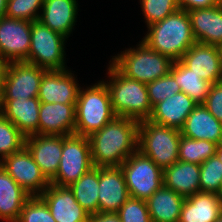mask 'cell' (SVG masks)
Returning a JSON list of instances; mask_svg holds the SVG:
<instances>
[{"instance_id":"6da1fadb","label":"cell","mask_w":222,"mask_h":222,"mask_svg":"<svg viewBox=\"0 0 222 222\" xmlns=\"http://www.w3.org/2000/svg\"><path fill=\"white\" fill-rule=\"evenodd\" d=\"M140 122L116 117L88 136L92 164L95 167H119L138 151Z\"/></svg>"},{"instance_id":"7a4b0ae2","label":"cell","mask_w":222,"mask_h":222,"mask_svg":"<svg viewBox=\"0 0 222 222\" xmlns=\"http://www.w3.org/2000/svg\"><path fill=\"white\" fill-rule=\"evenodd\" d=\"M143 42L152 50L178 61L196 40L188 12L178 9L163 20L147 27Z\"/></svg>"},{"instance_id":"3957f363","label":"cell","mask_w":222,"mask_h":222,"mask_svg":"<svg viewBox=\"0 0 222 222\" xmlns=\"http://www.w3.org/2000/svg\"><path fill=\"white\" fill-rule=\"evenodd\" d=\"M109 63L107 74L110 79L104 83L109 90L111 105L116 116L138 122L148 120L152 106L146 84L126 77L111 62Z\"/></svg>"},{"instance_id":"277c9868","label":"cell","mask_w":222,"mask_h":222,"mask_svg":"<svg viewBox=\"0 0 222 222\" xmlns=\"http://www.w3.org/2000/svg\"><path fill=\"white\" fill-rule=\"evenodd\" d=\"M104 81L79 90L75 106L74 134L90 136L116 118Z\"/></svg>"},{"instance_id":"5b68a950","label":"cell","mask_w":222,"mask_h":222,"mask_svg":"<svg viewBox=\"0 0 222 222\" xmlns=\"http://www.w3.org/2000/svg\"><path fill=\"white\" fill-rule=\"evenodd\" d=\"M137 47L126 49L113 56L111 63L126 77L142 83H150L166 76L174 61L149 48L143 41Z\"/></svg>"},{"instance_id":"8992f818","label":"cell","mask_w":222,"mask_h":222,"mask_svg":"<svg viewBox=\"0 0 222 222\" xmlns=\"http://www.w3.org/2000/svg\"><path fill=\"white\" fill-rule=\"evenodd\" d=\"M180 137L177 128L144 120L139 124L138 150L164 170L179 161Z\"/></svg>"},{"instance_id":"52a82bcc","label":"cell","mask_w":222,"mask_h":222,"mask_svg":"<svg viewBox=\"0 0 222 222\" xmlns=\"http://www.w3.org/2000/svg\"><path fill=\"white\" fill-rule=\"evenodd\" d=\"M66 37L52 31L39 20L31 22V43L28 63L47 71L64 70Z\"/></svg>"},{"instance_id":"ba28073f","label":"cell","mask_w":222,"mask_h":222,"mask_svg":"<svg viewBox=\"0 0 222 222\" xmlns=\"http://www.w3.org/2000/svg\"><path fill=\"white\" fill-rule=\"evenodd\" d=\"M120 167L132 198L147 200L164 185L163 169L139 150L131 154Z\"/></svg>"},{"instance_id":"9c48e42d","label":"cell","mask_w":222,"mask_h":222,"mask_svg":"<svg viewBox=\"0 0 222 222\" xmlns=\"http://www.w3.org/2000/svg\"><path fill=\"white\" fill-rule=\"evenodd\" d=\"M87 136H62V154L56 176L50 181L57 186H69L93 168Z\"/></svg>"},{"instance_id":"30bf717a","label":"cell","mask_w":222,"mask_h":222,"mask_svg":"<svg viewBox=\"0 0 222 222\" xmlns=\"http://www.w3.org/2000/svg\"><path fill=\"white\" fill-rule=\"evenodd\" d=\"M0 165L31 196H40L51 184L26 146L6 156Z\"/></svg>"},{"instance_id":"8fae6325","label":"cell","mask_w":222,"mask_h":222,"mask_svg":"<svg viewBox=\"0 0 222 222\" xmlns=\"http://www.w3.org/2000/svg\"><path fill=\"white\" fill-rule=\"evenodd\" d=\"M46 71L27 62L7 63L0 100L38 97L40 82Z\"/></svg>"},{"instance_id":"7c38bea8","label":"cell","mask_w":222,"mask_h":222,"mask_svg":"<svg viewBox=\"0 0 222 222\" xmlns=\"http://www.w3.org/2000/svg\"><path fill=\"white\" fill-rule=\"evenodd\" d=\"M31 43V21L0 18V60L27 62Z\"/></svg>"},{"instance_id":"4fadbf2b","label":"cell","mask_w":222,"mask_h":222,"mask_svg":"<svg viewBox=\"0 0 222 222\" xmlns=\"http://www.w3.org/2000/svg\"><path fill=\"white\" fill-rule=\"evenodd\" d=\"M73 74L68 69L46 71L40 82V102L76 104L81 87Z\"/></svg>"},{"instance_id":"5bb4252c","label":"cell","mask_w":222,"mask_h":222,"mask_svg":"<svg viewBox=\"0 0 222 222\" xmlns=\"http://www.w3.org/2000/svg\"><path fill=\"white\" fill-rule=\"evenodd\" d=\"M180 61L196 75L212 84L222 81V60L219 46L196 42Z\"/></svg>"},{"instance_id":"9a60e30c","label":"cell","mask_w":222,"mask_h":222,"mask_svg":"<svg viewBox=\"0 0 222 222\" xmlns=\"http://www.w3.org/2000/svg\"><path fill=\"white\" fill-rule=\"evenodd\" d=\"M129 198L121 167L99 168L98 212L117 213Z\"/></svg>"},{"instance_id":"2e32d148","label":"cell","mask_w":222,"mask_h":222,"mask_svg":"<svg viewBox=\"0 0 222 222\" xmlns=\"http://www.w3.org/2000/svg\"><path fill=\"white\" fill-rule=\"evenodd\" d=\"M40 197L56 222H88L89 214L78 204L68 186L50 184Z\"/></svg>"},{"instance_id":"e0dca14e","label":"cell","mask_w":222,"mask_h":222,"mask_svg":"<svg viewBox=\"0 0 222 222\" xmlns=\"http://www.w3.org/2000/svg\"><path fill=\"white\" fill-rule=\"evenodd\" d=\"M25 146L31 152L44 176L51 181L59 168L62 136L39 134L26 136Z\"/></svg>"},{"instance_id":"ac0fdd59","label":"cell","mask_w":222,"mask_h":222,"mask_svg":"<svg viewBox=\"0 0 222 222\" xmlns=\"http://www.w3.org/2000/svg\"><path fill=\"white\" fill-rule=\"evenodd\" d=\"M76 104L42 103L39 109V135L74 134Z\"/></svg>"},{"instance_id":"d6986e66","label":"cell","mask_w":222,"mask_h":222,"mask_svg":"<svg viewBox=\"0 0 222 222\" xmlns=\"http://www.w3.org/2000/svg\"><path fill=\"white\" fill-rule=\"evenodd\" d=\"M40 104L38 97L0 100V113L26 137L39 133Z\"/></svg>"},{"instance_id":"ffe728a7","label":"cell","mask_w":222,"mask_h":222,"mask_svg":"<svg viewBox=\"0 0 222 222\" xmlns=\"http://www.w3.org/2000/svg\"><path fill=\"white\" fill-rule=\"evenodd\" d=\"M187 12L197 43L215 46L222 44V4Z\"/></svg>"},{"instance_id":"44dd1931","label":"cell","mask_w":222,"mask_h":222,"mask_svg":"<svg viewBox=\"0 0 222 222\" xmlns=\"http://www.w3.org/2000/svg\"><path fill=\"white\" fill-rule=\"evenodd\" d=\"M197 105L198 103L191 97L180 91L155 104L148 120L180 130L184 126L188 115Z\"/></svg>"},{"instance_id":"7402d4cb","label":"cell","mask_w":222,"mask_h":222,"mask_svg":"<svg viewBox=\"0 0 222 222\" xmlns=\"http://www.w3.org/2000/svg\"><path fill=\"white\" fill-rule=\"evenodd\" d=\"M40 13L38 20L43 25L68 38L76 23L78 3L76 0H44Z\"/></svg>"},{"instance_id":"603a6c76","label":"cell","mask_w":222,"mask_h":222,"mask_svg":"<svg viewBox=\"0 0 222 222\" xmlns=\"http://www.w3.org/2000/svg\"><path fill=\"white\" fill-rule=\"evenodd\" d=\"M180 132L195 140L211 141L217 145L222 142V123L203 104H198L188 115Z\"/></svg>"},{"instance_id":"cb8c5ba5","label":"cell","mask_w":222,"mask_h":222,"mask_svg":"<svg viewBox=\"0 0 222 222\" xmlns=\"http://www.w3.org/2000/svg\"><path fill=\"white\" fill-rule=\"evenodd\" d=\"M222 215V202L217 194L197 192L185 198L179 222H215Z\"/></svg>"},{"instance_id":"d4e9b609","label":"cell","mask_w":222,"mask_h":222,"mask_svg":"<svg viewBox=\"0 0 222 222\" xmlns=\"http://www.w3.org/2000/svg\"><path fill=\"white\" fill-rule=\"evenodd\" d=\"M164 186L184 198L200 192V165L177 161L163 170Z\"/></svg>"},{"instance_id":"484cf974","label":"cell","mask_w":222,"mask_h":222,"mask_svg":"<svg viewBox=\"0 0 222 222\" xmlns=\"http://www.w3.org/2000/svg\"><path fill=\"white\" fill-rule=\"evenodd\" d=\"M30 197L0 165V220L17 222L23 205Z\"/></svg>"},{"instance_id":"4316f807","label":"cell","mask_w":222,"mask_h":222,"mask_svg":"<svg viewBox=\"0 0 222 222\" xmlns=\"http://www.w3.org/2000/svg\"><path fill=\"white\" fill-rule=\"evenodd\" d=\"M185 198L164 185L147 200L152 222H179Z\"/></svg>"},{"instance_id":"83f0119b","label":"cell","mask_w":222,"mask_h":222,"mask_svg":"<svg viewBox=\"0 0 222 222\" xmlns=\"http://www.w3.org/2000/svg\"><path fill=\"white\" fill-rule=\"evenodd\" d=\"M68 187L89 215L98 212L99 167L94 166Z\"/></svg>"},{"instance_id":"f1b7e54d","label":"cell","mask_w":222,"mask_h":222,"mask_svg":"<svg viewBox=\"0 0 222 222\" xmlns=\"http://www.w3.org/2000/svg\"><path fill=\"white\" fill-rule=\"evenodd\" d=\"M170 74L175 78L183 93H186L198 104H202L209 94L212 83L192 72L180 60L174 61Z\"/></svg>"},{"instance_id":"f546056e","label":"cell","mask_w":222,"mask_h":222,"mask_svg":"<svg viewBox=\"0 0 222 222\" xmlns=\"http://www.w3.org/2000/svg\"><path fill=\"white\" fill-rule=\"evenodd\" d=\"M217 144L206 140H195L181 135L179 142V161L201 165L215 156Z\"/></svg>"},{"instance_id":"4dcf8cb0","label":"cell","mask_w":222,"mask_h":222,"mask_svg":"<svg viewBox=\"0 0 222 222\" xmlns=\"http://www.w3.org/2000/svg\"><path fill=\"white\" fill-rule=\"evenodd\" d=\"M25 139L19 129L0 113V162L6 156L20 151L25 146Z\"/></svg>"},{"instance_id":"1f68e13d","label":"cell","mask_w":222,"mask_h":222,"mask_svg":"<svg viewBox=\"0 0 222 222\" xmlns=\"http://www.w3.org/2000/svg\"><path fill=\"white\" fill-rule=\"evenodd\" d=\"M200 192L218 194L222 183V162L212 156L200 165Z\"/></svg>"},{"instance_id":"d6a6232c","label":"cell","mask_w":222,"mask_h":222,"mask_svg":"<svg viewBox=\"0 0 222 222\" xmlns=\"http://www.w3.org/2000/svg\"><path fill=\"white\" fill-rule=\"evenodd\" d=\"M140 2L147 27L179 9L176 0H140Z\"/></svg>"},{"instance_id":"836d02e7","label":"cell","mask_w":222,"mask_h":222,"mask_svg":"<svg viewBox=\"0 0 222 222\" xmlns=\"http://www.w3.org/2000/svg\"><path fill=\"white\" fill-rule=\"evenodd\" d=\"M44 0H8L5 16L12 19L36 21Z\"/></svg>"},{"instance_id":"e575fe53","label":"cell","mask_w":222,"mask_h":222,"mask_svg":"<svg viewBox=\"0 0 222 222\" xmlns=\"http://www.w3.org/2000/svg\"><path fill=\"white\" fill-rule=\"evenodd\" d=\"M17 222H56L45 201L40 196H31L23 205Z\"/></svg>"},{"instance_id":"d590c367","label":"cell","mask_w":222,"mask_h":222,"mask_svg":"<svg viewBox=\"0 0 222 222\" xmlns=\"http://www.w3.org/2000/svg\"><path fill=\"white\" fill-rule=\"evenodd\" d=\"M146 86L149 102L152 107L181 91L180 86L170 73L153 82L147 83Z\"/></svg>"},{"instance_id":"8d00e7d4","label":"cell","mask_w":222,"mask_h":222,"mask_svg":"<svg viewBox=\"0 0 222 222\" xmlns=\"http://www.w3.org/2000/svg\"><path fill=\"white\" fill-rule=\"evenodd\" d=\"M121 222H152L146 200L130 197L117 212Z\"/></svg>"},{"instance_id":"74e56055","label":"cell","mask_w":222,"mask_h":222,"mask_svg":"<svg viewBox=\"0 0 222 222\" xmlns=\"http://www.w3.org/2000/svg\"><path fill=\"white\" fill-rule=\"evenodd\" d=\"M202 104L222 123V81L211 85L207 99Z\"/></svg>"},{"instance_id":"f35d334b","label":"cell","mask_w":222,"mask_h":222,"mask_svg":"<svg viewBox=\"0 0 222 222\" xmlns=\"http://www.w3.org/2000/svg\"><path fill=\"white\" fill-rule=\"evenodd\" d=\"M179 9L186 11L198 9V8H209L219 4V0H176Z\"/></svg>"},{"instance_id":"ab89813d","label":"cell","mask_w":222,"mask_h":222,"mask_svg":"<svg viewBox=\"0 0 222 222\" xmlns=\"http://www.w3.org/2000/svg\"><path fill=\"white\" fill-rule=\"evenodd\" d=\"M88 222H121L117 213L97 212L88 216Z\"/></svg>"},{"instance_id":"60d3db41","label":"cell","mask_w":222,"mask_h":222,"mask_svg":"<svg viewBox=\"0 0 222 222\" xmlns=\"http://www.w3.org/2000/svg\"><path fill=\"white\" fill-rule=\"evenodd\" d=\"M7 68V63L0 60V99L3 93L4 77Z\"/></svg>"},{"instance_id":"b9f144b4","label":"cell","mask_w":222,"mask_h":222,"mask_svg":"<svg viewBox=\"0 0 222 222\" xmlns=\"http://www.w3.org/2000/svg\"><path fill=\"white\" fill-rule=\"evenodd\" d=\"M8 0H0V18L5 16Z\"/></svg>"},{"instance_id":"7bdbcfd3","label":"cell","mask_w":222,"mask_h":222,"mask_svg":"<svg viewBox=\"0 0 222 222\" xmlns=\"http://www.w3.org/2000/svg\"><path fill=\"white\" fill-rule=\"evenodd\" d=\"M215 156L222 162V142L217 145Z\"/></svg>"},{"instance_id":"ee69618b","label":"cell","mask_w":222,"mask_h":222,"mask_svg":"<svg viewBox=\"0 0 222 222\" xmlns=\"http://www.w3.org/2000/svg\"><path fill=\"white\" fill-rule=\"evenodd\" d=\"M218 197L220 198L221 202H222V183H221V187H220V190L218 192Z\"/></svg>"},{"instance_id":"f6af8a7d","label":"cell","mask_w":222,"mask_h":222,"mask_svg":"<svg viewBox=\"0 0 222 222\" xmlns=\"http://www.w3.org/2000/svg\"><path fill=\"white\" fill-rule=\"evenodd\" d=\"M215 222H222V215Z\"/></svg>"},{"instance_id":"bcb514c9","label":"cell","mask_w":222,"mask_h":222,"mask_svg":"<svg viewBox=\"0 0 222 222\" xmlns=\"http://www.w3.org/2000/svg\"><path fill=\"white\" fill-rule=\"evenodd\" d=\"M220 53H221V60H222V44L219 46Z\"/></svg>"}]
</instances>
